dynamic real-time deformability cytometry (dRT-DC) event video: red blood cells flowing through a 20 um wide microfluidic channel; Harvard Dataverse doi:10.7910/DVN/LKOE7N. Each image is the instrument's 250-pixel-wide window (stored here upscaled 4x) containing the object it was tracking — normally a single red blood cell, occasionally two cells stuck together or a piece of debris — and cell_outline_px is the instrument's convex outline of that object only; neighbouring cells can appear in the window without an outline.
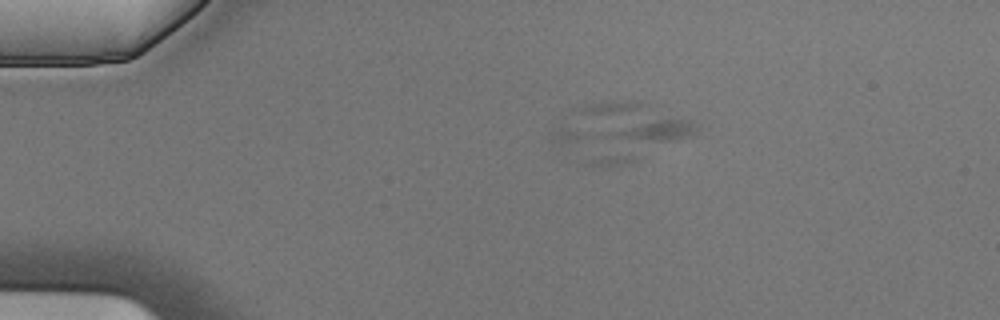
{"species": "Egyptian fruit bat (a non-hibernating species)", "species_latin": "Rousettus aegyptiacus", "temperature_condition": "cold", "stored_images_in_passage": 6, "camera_frame_rate_fps": 3000, "um_per_image_px": 0.085, "animal": {"sex": "male"}, "frame": {"image": 1, "passage_image": 3, "time_ms": 0.667, "image_size_px": [1000, 320], "cell_outline_px": [[696, 132], [688, 136], [628, 164], [584, 164], [556, 140], [548, 132], [564, 128], [640, 120], [692, 120], [696, 124]], "centroid_in_image_um": [52.86, 11.88], "position_along_channel_um": 32.1, "area_um2": 31.79}}